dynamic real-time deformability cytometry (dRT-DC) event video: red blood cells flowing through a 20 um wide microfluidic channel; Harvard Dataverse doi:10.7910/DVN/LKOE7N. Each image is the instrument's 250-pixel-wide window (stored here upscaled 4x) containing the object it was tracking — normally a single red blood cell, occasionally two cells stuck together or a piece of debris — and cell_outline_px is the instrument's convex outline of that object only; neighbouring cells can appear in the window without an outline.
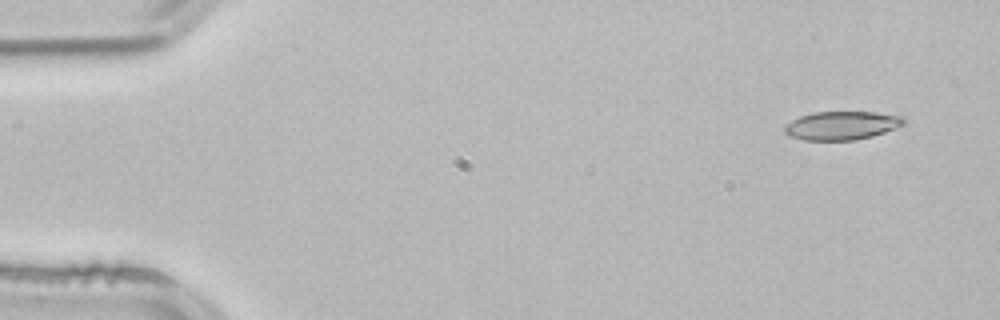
{"species": "common noctule bat (a hibernating species)", "species_latin": "Nyctalus noctula", "temperature_condition": "room temperature", "stored_images_in_passage": 4, "camera_frame_rate_fps": 3000, "um_per_image_px": 0.085, "animal": {"sex": "male", "body_mass_g": 21.5, "forearm_length_mm": 52.0}, "frame": {"image": 1, "passage_image": 1, "time_ms": 0.0, "image_size_px": [1000, 320], "cell_outline_px": [[908, 120], [904, 124], [884, 132], [872, 136], [856, 140], [804, 140], [788, 136], [784, 132], [784, 128], [792, 120], [800, 116], [812, 112], [876, 112], [904, 116]], "centroid_in_image_um": [71.57, 10.66], "position_along_channel_um": 13.4, "area_um2": 19.88}}
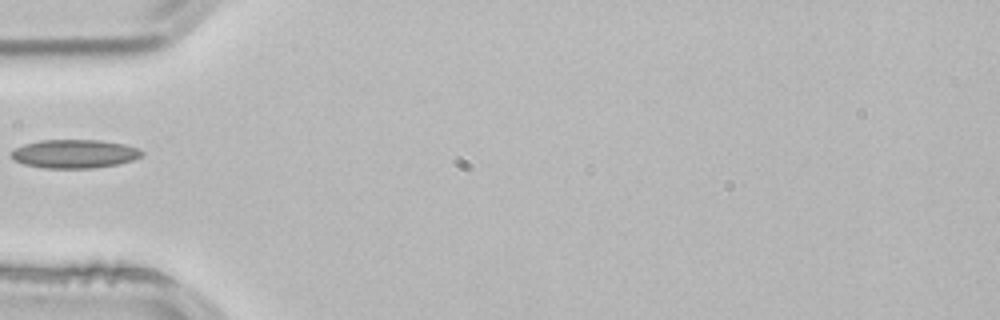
{"frame": {"image": 2, "passage_image": 4, "time_ms": 1.0, "image_size_px": [1000, 320], "cell_outline_px": [[144, 152], [140, 156], [132, 160], [116, 164], [92, 168], [44, 168], [24, 164], [16, 160], [12, 156], [12, 152], [16, 148], [24, 144], [40, 140], [100, 140], [124, 144], [136, 148]], "centroid_in_image_um": [6.33, 13.07], "position_along_channel_um": 78.7, "area_um2": 21.44}}